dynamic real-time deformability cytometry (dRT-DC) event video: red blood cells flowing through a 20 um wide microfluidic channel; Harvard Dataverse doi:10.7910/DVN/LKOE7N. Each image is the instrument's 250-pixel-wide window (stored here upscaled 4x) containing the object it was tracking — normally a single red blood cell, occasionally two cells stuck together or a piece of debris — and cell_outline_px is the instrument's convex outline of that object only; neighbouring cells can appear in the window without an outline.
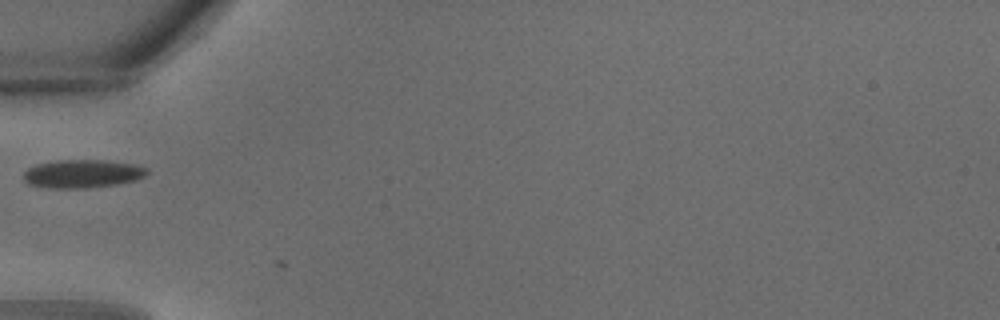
{"species": "common noctule bat (a hibernating species)", "species_latin": "Nyctalus noctula", "temperature_condition": "warm", "stored_images_in_passage": 2, "camera_frame_rate_fps": 3000, "um_per_image_px": 0.085, "animal": {"sex": "male", "body_mass_g": 18.8}, "frame": {"image": 1, "passage_image": 1, "time_ms": 0.0, "image_size_px": [1000, 320], "cell_outline_px": [[148, 172], [144, 176], [136, 180], [116, 184], [88, 188], [48, 188], [28, 184], [24, 180], [24, 172], [28, 168], [36, 164], [56, 160], [104, 160], [132, 164], [148, 168]], "centroid_in_image_um": [6.98, 14.77], "position_along_channel_um": 78.0, "area_um2": 20.35}}